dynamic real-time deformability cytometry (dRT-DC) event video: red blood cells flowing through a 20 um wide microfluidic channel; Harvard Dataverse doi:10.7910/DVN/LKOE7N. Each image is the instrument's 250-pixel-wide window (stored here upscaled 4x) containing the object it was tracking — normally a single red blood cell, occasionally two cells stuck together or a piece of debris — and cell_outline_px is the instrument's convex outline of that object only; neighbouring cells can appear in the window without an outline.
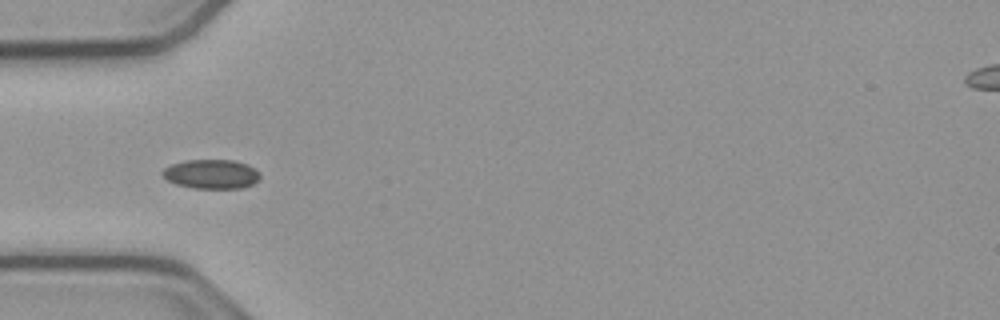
{"species": "common noctule bat (a hibernating species)", "species_latin": "Nyctalus noctula", "temperature_condition": "cold", "stored_images_in_passage": 14, "camera_frame_rate_fps": 3000, "um_per_image_px": 0.085, "animal": {"sex": "male", "body_mass_g": 23.1, "forearm_length_mm": 52.7}, "frame": {"image": 1, "passage_image": 5, "time_ms": 1.333, "image_size_px": [1000, 320], "cell_outline_px": [[260, 176], [252, 184], [244, 188], [192, 188], [176, 184], [168, 180], [160, 172], [164, 168], [172, 164], [184, 160], [232, 160], [248, 164], [260, 172]], "centroid_in_image_um": [17.96, 14.79], "position_along_channel_um": 67.0, "area_um2": 16.65}}
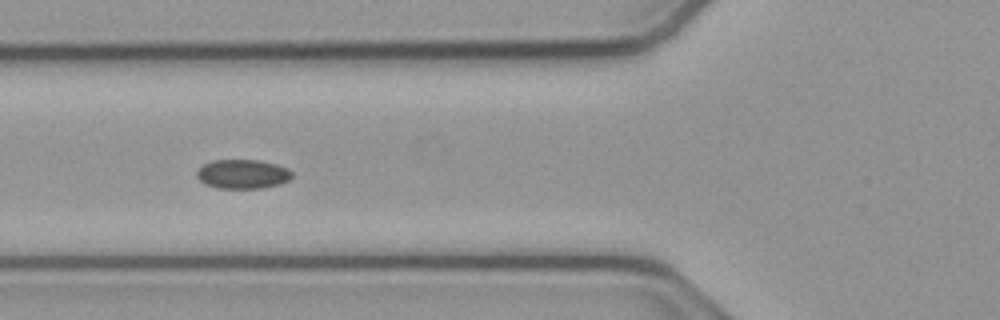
{"frame": {"image": 2, "passage_image": 8, "time_ms": 2.333, "image_size_px": [1000, 320], "cell_outline_px": [[292, 176], [288, 180], [280, 184], [260, 188], [216, 188], [204, 184], [196, 176], [196, 172], [204, 164], [212, 160], [260, 160], [276, 164], [288, 168], [292, 172]], "centroid_in_image_um": [20.62, 14.79], "position_along_channel_um": 105.2, "area_um2": 16.24}}